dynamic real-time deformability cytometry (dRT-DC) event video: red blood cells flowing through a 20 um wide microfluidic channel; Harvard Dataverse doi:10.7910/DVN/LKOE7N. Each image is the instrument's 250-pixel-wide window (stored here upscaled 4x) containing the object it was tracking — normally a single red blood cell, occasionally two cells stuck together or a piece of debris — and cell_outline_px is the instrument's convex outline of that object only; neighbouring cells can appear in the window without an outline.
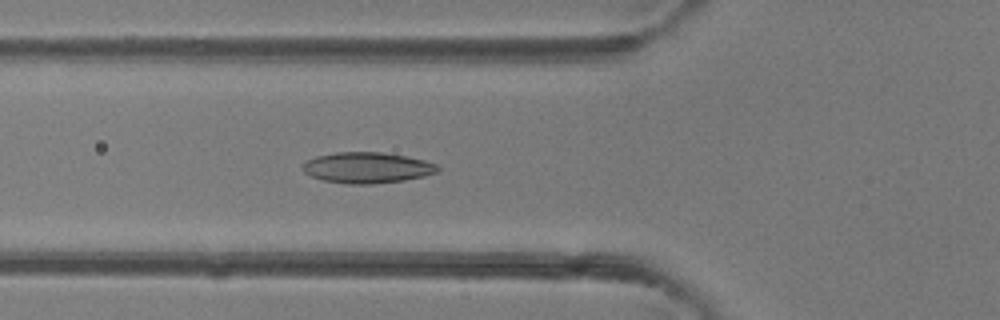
{"species": "common noctule bat (a hibernating species)", "species_latin": "Nyctalus noctula", "temperature_condition": "room temperature", "stored_images_in_passage": 42, "camera_frame_rate_fps": 3000, "um_per_image_px": 0.085, "animal": {"sex": "female"}, "frame": {"image": 1, "passage_image": 15, "time_ms": 4.667, "image_size_px": [1000, 320], "cell_outline_px": [[440, 172], [424, 176], [404, 180], [372, 184], [348, 184], [320, 180], [304, 172], [300, 168], [308, 160], [316, 156], [336, 152], [380, 152], [408, 156], [424, 160], [436, 164], [440, 168]], "centroid_in_image_um": [31.22, 14.25], "position_along_channel_um": 94.6, "area_um2": 24.45}}
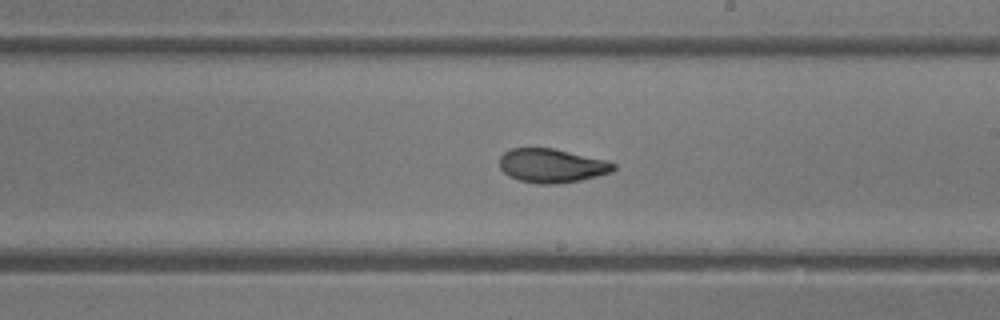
{"frame": {"image": 2, "passage_image": 24, "time_ms": 7.667, "image_size_px": [1000, 320], "cell_outline_px": [[616, 168], [612, 172], [580, 180], [556, 184], [536, 184], [520, 180], [508, 176], [500, 168], [500, 156], [504, 152], [512, 148], [552, 148], [604, 160], [616, 164]], "centroid_in_image_um": [46.87, 14.09], "position_along_channel_um": 242.1, "area_um2": 22.37}}
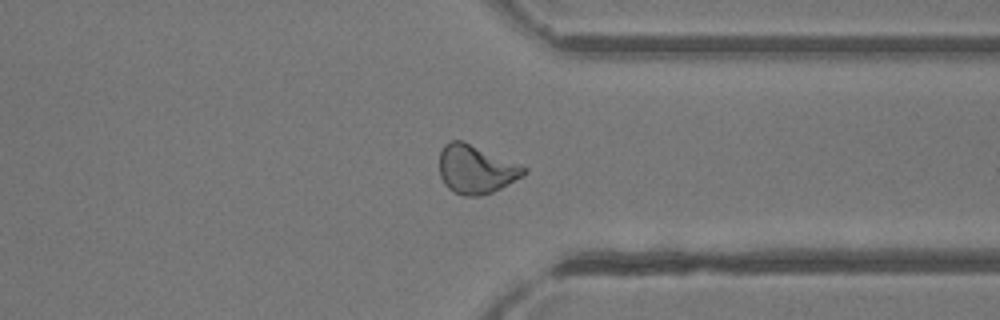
{"frame": {"image": 3, "passage_image": 32, "time_ms": 10.333, "image_size_px": [1000, 320], "cell_outline_px": [[528, 172], [500, 188], [492, 192], [480, 196], [464, 196], [452, 192], [444, 184], [440, 176], [440, 152], [444, 144], [452, 140], [464, 140], [520, 164], [528, 168]], "centroid_in_image_um": [40.44, 14.38], "position_along_channel_um": 371.0, "area_um2": 24.04}}